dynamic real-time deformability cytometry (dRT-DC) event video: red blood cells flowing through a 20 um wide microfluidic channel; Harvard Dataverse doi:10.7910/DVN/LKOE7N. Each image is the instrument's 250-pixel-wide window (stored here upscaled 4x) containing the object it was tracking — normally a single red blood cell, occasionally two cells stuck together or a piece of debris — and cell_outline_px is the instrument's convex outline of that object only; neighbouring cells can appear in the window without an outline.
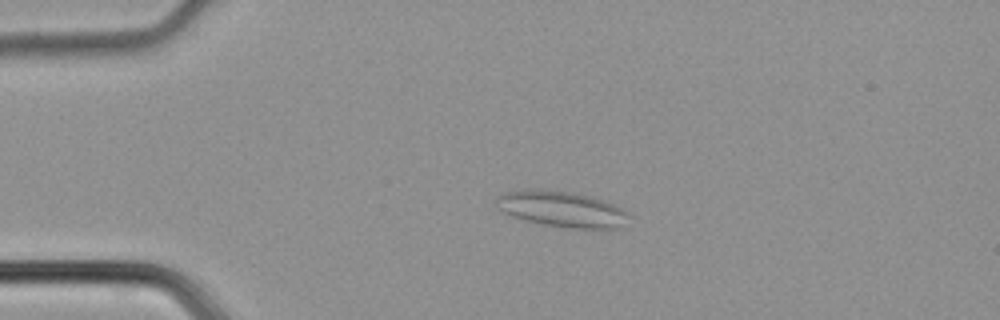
{"species": "common noctule bat (a hibernating species)", "species_latin": "Nyctalus noctula", "temperature_condition": "cold", "stored_images_in_passage": 18, "camera_frame_rate_fps": 3000, "um_per_image_px": 0.085, "animal": {"sex": "male", "body_mass_g": 21.5, "forearm_length_mm": 52.0}, "frame": {"image": 1, "passage_image": 11, "time_ms": 3.333, "image_size_px": [1000, 320], "cell_outline_px": [[624, 212], [616, 228], [568, 228], [544, 224], [512, 216], [496, 208], [496, 196], [504, 192], [564, 192], [588, 196], [604, 200], [620, 208]], "centroid_in_image_um": [47.64, 17.8], "position_along_channel_um": 37.4, "area_um2": 25.72}}